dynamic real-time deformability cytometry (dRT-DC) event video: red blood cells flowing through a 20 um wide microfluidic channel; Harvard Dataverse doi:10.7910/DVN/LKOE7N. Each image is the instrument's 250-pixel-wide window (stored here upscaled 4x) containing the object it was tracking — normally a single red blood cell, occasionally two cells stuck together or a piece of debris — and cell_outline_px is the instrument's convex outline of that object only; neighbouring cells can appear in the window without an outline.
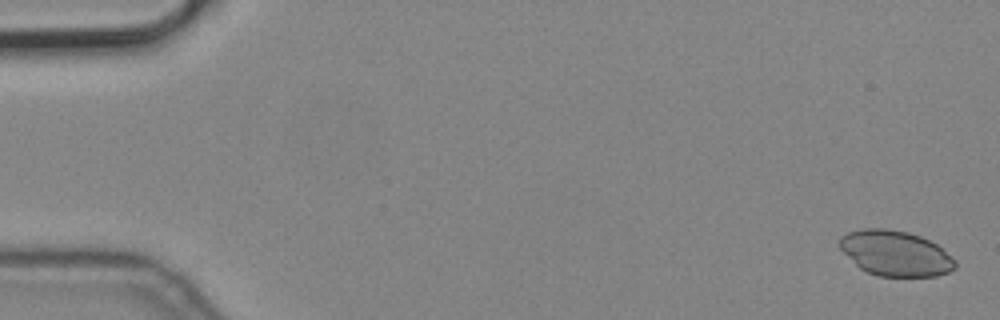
{"species": "common noctule bat (a hibernating species)", "species_latin": "Nyctalus noctula", "temperature_condition": "cold", "stored_images_in_passage": 5, "camera_frame_rate_fps": 3000, "um_per_image_px": 0.085, "animal": {"sex": "male", "body_mass_g": 19.2, "forearm_length_mm": 51.8}, "frame": {"image": 1, "passage_image": 1, "time_ms": 0.0, "image_size_px": [1000, 320], "cell_outline_px": [[956, 268], [948, 272], [936, 276], [880, 276], [868, 272], [860, 268], [840, 248], [840, 236], [848, 232], [860, 228], [884, 228], [908, 232], [920, 236], [936, 244], [952, 256], [956, 260]], "centroid_in_image_um": [76.12, 21.52], "position_along_channel_um": 8.9, "area_um2": 30.4}}